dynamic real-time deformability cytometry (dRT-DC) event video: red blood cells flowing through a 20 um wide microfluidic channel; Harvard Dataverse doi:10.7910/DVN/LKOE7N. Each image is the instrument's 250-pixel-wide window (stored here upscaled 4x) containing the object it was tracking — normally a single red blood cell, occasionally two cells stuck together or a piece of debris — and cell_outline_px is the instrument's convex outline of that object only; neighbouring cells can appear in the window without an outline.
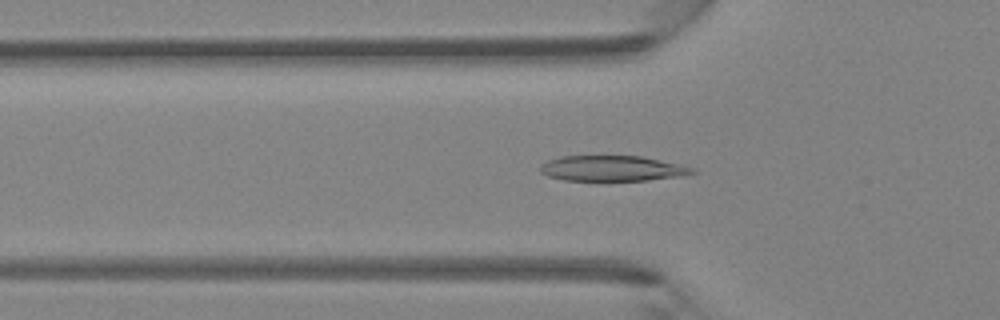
{"species": "Egyptian fruit bat (a non-hibernating species)", "species_latin": "Rousettus aegyptiacus", "temperature_condition": "room temperature", "stored_images_in_passage": 45, "camera_frame_rate_fps": 3000, "um_per_image_px": 0.085, "animal": {"sex": "female"}, "frame": {"image": 1, "passage_image": 14, "time_ms": 4.333, "image_size_px": [1000, 320], "cell_outline_px": [[696, 172], [680, 176], [648, 180], [564, 180], [548, 176], [540, 172], [540, 164], [548, 160], [560, 156], [644, 156], [680, 164], [692, 168]], "centroid_in_image_um": [52.01, 14.3], "position_along_channel_um": 73.8, "area_um2": 22.48}}
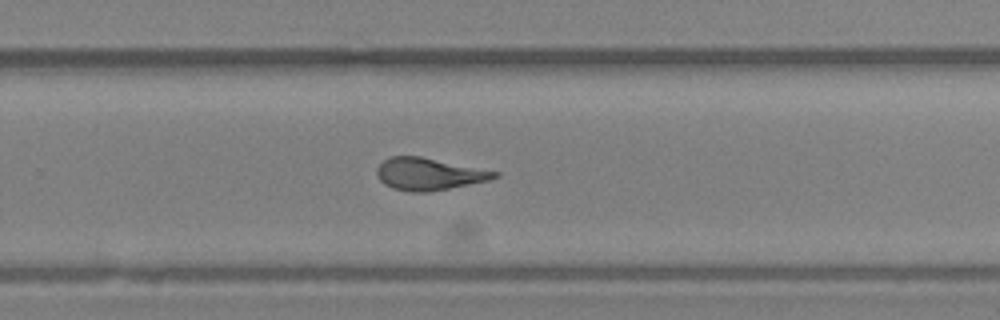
{"frame": {"image": 2, "passage_image": 29, "time_ms": 9.333, "image_size_px": [1000, 320], "cell_outline_px": [[500, 176], [488, 180], [428, 192], [412, 192], [392, 188], [384, 184], [380, 180], [376, 172], [376, 168], [384, 160], [392, 156], [420, 156], [500, 172]], "centroid_in_image_um": [36.44, 14.79], "position_along_channel_um": 293.4, "area_um2": 21.85}}
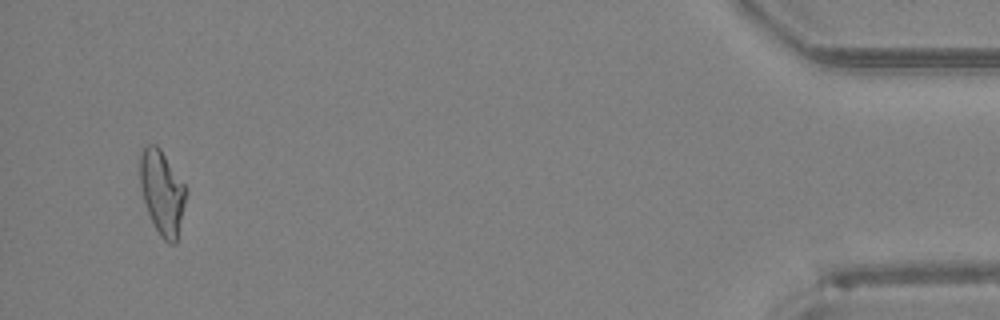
{"frame": {"image": 3, "passage_image": 43, "time_ms": 14.0, "image_size_px": [1000, 320], "cell_outline_px": [[188, 192], [176, 244], [168, 244], [160, 236], [148, 212], [144, 200], [140, 184], [140, 152], [148, 144], [156, 144], [160, 148], [188, 188]], "centroid_in_image_um": [13.81, 16.35], "position_along_channel_um": 421.4, "area_um2": 22.72}}